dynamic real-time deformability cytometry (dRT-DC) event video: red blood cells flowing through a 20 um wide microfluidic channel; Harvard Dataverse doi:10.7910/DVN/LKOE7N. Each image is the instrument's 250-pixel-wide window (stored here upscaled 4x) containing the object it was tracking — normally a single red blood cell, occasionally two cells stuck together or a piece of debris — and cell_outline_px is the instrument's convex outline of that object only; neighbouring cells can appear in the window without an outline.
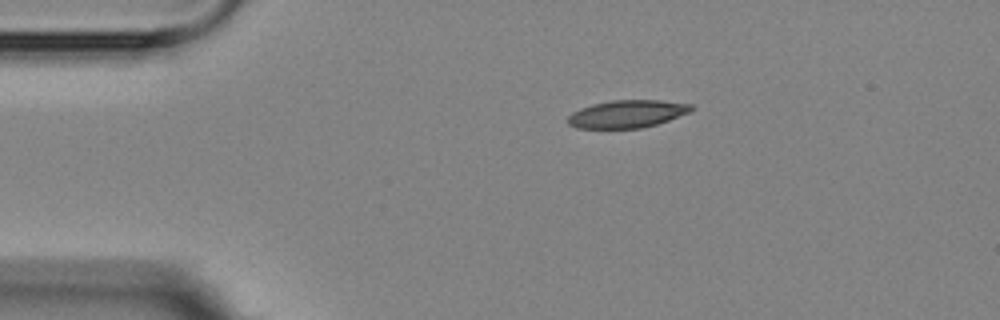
{"species": "Egyptian fruit bat (a non-hibernating species)", "species_latin": "Rousettus aegyptiacus", "temperature_condition": "room temperature", "stored_images_in_passage": 3, "camera_frame_rate_fps": 3000, "um_per_image_px": 0.085, "animal": {"sex": "female"}, "frame": {"image": 1, "passage_image": 3, "time_ms": 3.333, "image_size_px": [1000, 320], "cell_outline_px": [[696, 108], [692, 112], [656, 124], [640, 128], [576, 128], [568, 124], [568, 116], [572, 112], [580, 108], [592, 104], [612, 100], [660, 100], [692, 104]], "centroid_in_image_um": [53.34, 9.67], "position_along_channel_um": 31.7, "area_um2": 20.0}}